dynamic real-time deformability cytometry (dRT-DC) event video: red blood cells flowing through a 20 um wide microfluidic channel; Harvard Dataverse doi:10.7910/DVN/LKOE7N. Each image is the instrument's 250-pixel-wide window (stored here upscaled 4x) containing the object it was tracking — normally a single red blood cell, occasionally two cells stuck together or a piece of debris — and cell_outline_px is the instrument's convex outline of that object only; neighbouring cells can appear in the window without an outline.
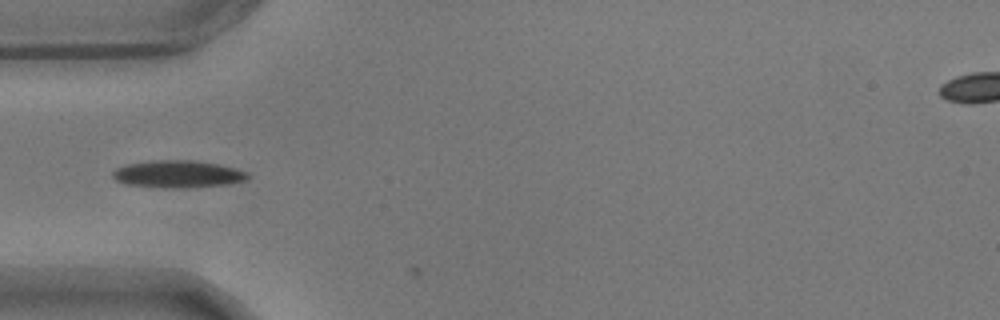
{"species": "common noctule bat (a hibernating species)", "species_latin": "Nyctalus noctula", "temperature_condition": "warm", "stored_images_in_passage": 2, "camera_frame_rate_fps": 3000, "um_per_image_px": 0.085, "animal": {"sex": "male", "body_mass_g": 17.9}, "frame": {"image": 1, "passage_image": 1, "time_ms": 0.0, "image_size_px": [1000, 320], "cell_outline_px": [[248, 176], [244, 180], [228, 184], [188, 188], [168, 188], [128, 184], [116, 180], [112, 176], [112, 172], [116, 168], [128, 164], [160, 160], [188, 160], [216, 164], [248, 172]], "centroid_in_image_um": [15.1, 14.81], "position_along_channel_um": 69.9, "area_um2": 21.04}}